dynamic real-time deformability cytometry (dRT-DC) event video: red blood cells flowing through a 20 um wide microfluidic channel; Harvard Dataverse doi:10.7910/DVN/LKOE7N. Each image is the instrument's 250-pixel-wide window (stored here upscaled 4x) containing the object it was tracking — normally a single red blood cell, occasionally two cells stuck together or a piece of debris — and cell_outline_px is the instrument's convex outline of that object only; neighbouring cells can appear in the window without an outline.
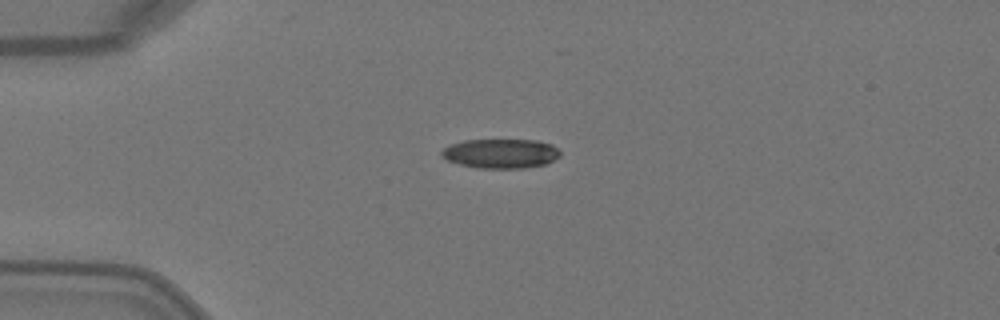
{"species": "Egyptian fruit bat (a non-hibernating species)", "species_latin": "Rousettus aegyptiacus", "temperature_condition": "warm", "stored_images_in_passage": 3, "camera_frame_rate_fps": 3000, "um_per_image_px": 0.085, "animal": {"sex": "female"}, "frame": {"image": 1, "passage_image": 3, "time_ms": 0.667, "image_size_px": [1000, 320], "cell_outline_px": [[560, 156], [548, 164], [524, 168], [476, 168], [460, 164], [448, 160], [440, 152], [444, 148], [452, 144], [464, 140], [536, 140], [552, 144], [560, 152]], "centroid_in_image_um": [42.6, 13.05], "position_along_channel_um": 42.4, "area_um2": 20.29}}